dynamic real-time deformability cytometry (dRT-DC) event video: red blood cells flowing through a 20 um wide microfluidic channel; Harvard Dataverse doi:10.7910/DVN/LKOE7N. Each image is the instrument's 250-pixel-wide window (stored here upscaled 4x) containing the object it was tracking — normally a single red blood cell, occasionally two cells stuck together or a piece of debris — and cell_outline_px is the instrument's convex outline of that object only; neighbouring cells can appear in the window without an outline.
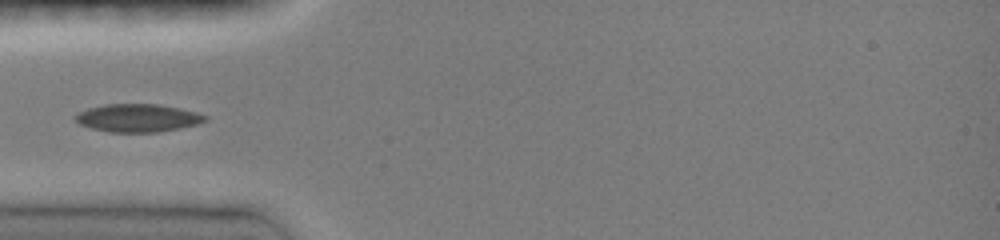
{"species": "common noctule bat (a hibernating species)", "species_latin": "Nyctalus noctula", "temperature_condition": "room temperature", "stored_images_in_passage": 8, "camera_frame_rate_fps": 3000, "um_per_image_px": 0.085, "animal": {"sex": "female", "body_mass_g": 19.0, "forearm_length_mm": 51.5}, "frame": {"image": 1, "passage_image": 1, "time_ms": 0.0, "image_size_px": [1000, 240], "cell_outline_px": [[208, 120], [196, 124], [156, 132], [108, 132], [92, 128], [80, 124], [72, 116], [76, 112], [88, 108], [104, 104], [160, 104], [180, 108], [196, 112], [208, 116]], "centroid_in_image_um": [11.67, 10.01], "position_along_channel_um": 73.3, "area_um2": 21.15}}